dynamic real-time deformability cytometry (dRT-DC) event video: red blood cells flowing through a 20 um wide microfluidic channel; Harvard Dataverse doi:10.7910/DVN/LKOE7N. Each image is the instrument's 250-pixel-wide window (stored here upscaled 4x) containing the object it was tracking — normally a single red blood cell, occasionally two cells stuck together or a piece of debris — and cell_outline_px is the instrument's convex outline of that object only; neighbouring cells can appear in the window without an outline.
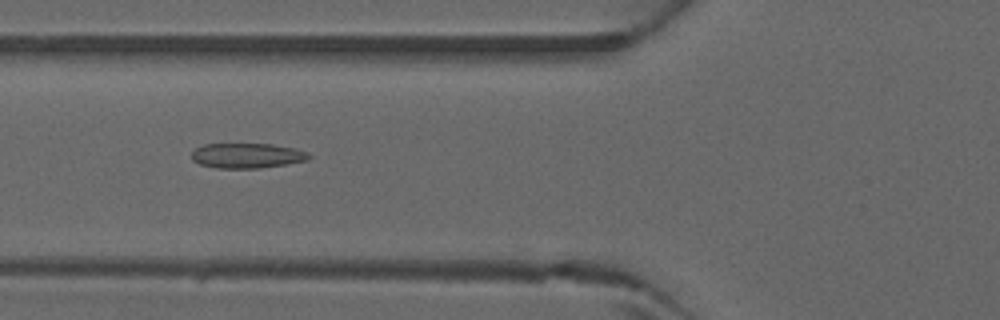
{"species": "common noctule bat (a hibernating species)", "species_latin": "Nyctalus noctula", "temperature_condition": "warm", "stored_images_in_passage": 46, "camera_frame_rate_fps": 3000, "um_per_image_px": 0.085, "animal": {"sex": "male", "forearm_length_mm": 52.5}, "frame": {"image": 1, "passage_image": 18, "time_ms": 5.667, "image_size_px": [1000, 320], "cell_outline_px": [[312, 156], [308, 160], [260, 168], [216, 168], [200, 164], [192, 160], [192, 152], [196, 148], [204, 144], [272, 144], [296, 148], [308, 152]], "centroid_in_image_um": [21.02, 13.22], "position_along_channel_um": 104.8, "area_um2": 17.11}}
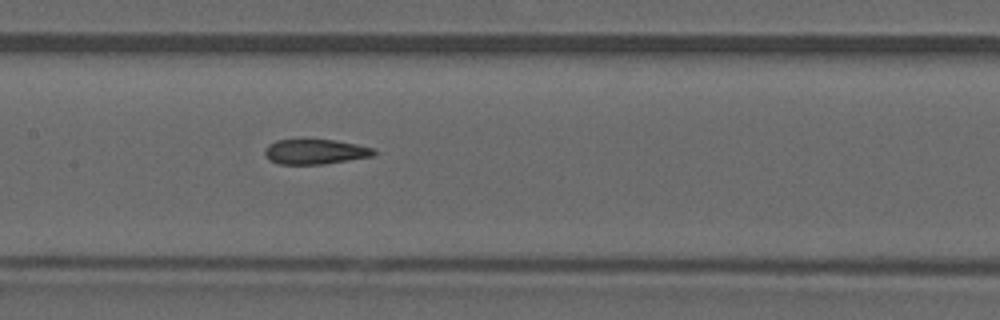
{"frame": {"image": 2, "passage_image": 23, "time_ms": 7.333, "image_size_px": [1000, 320], "cell_outline_px": [[376, 152], [372, 156], [324, 164], [280, 164], [268, 160], [264, 156], [264, 148], [268, 144], [276, 140], [336, 140], [376, 148]], "centroid_in_image_um": [26.76, 12.89], "position_along_channel_um": 180.6, "area_um2": 15.95}}
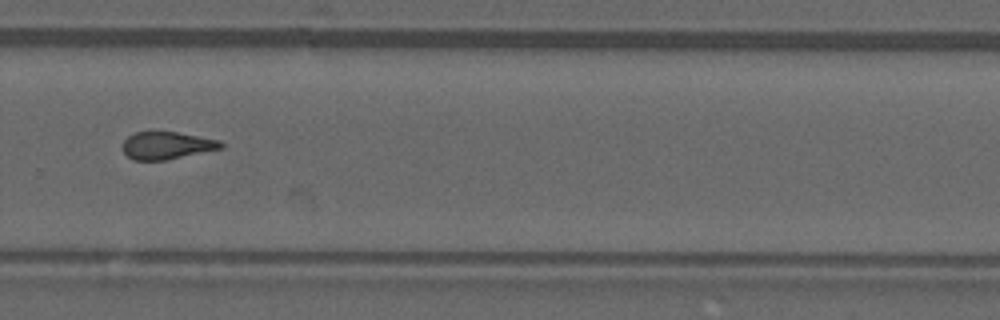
{"frame": {"image": 3, "passage_image": 32, "time_ms": 10.333, "image_size_px": [1000, 320], "cell_outline_px": [[224, 148], [164, 160], [132, 160], [124, 152], [124, 140], [132, 132], [152, 128], [176, 132], [220, 140], [224, 144]], "centroid_in_image_um": [14.15, 12.31], "position_along_channel_um": 315.7, "area_um2": 16.24}}